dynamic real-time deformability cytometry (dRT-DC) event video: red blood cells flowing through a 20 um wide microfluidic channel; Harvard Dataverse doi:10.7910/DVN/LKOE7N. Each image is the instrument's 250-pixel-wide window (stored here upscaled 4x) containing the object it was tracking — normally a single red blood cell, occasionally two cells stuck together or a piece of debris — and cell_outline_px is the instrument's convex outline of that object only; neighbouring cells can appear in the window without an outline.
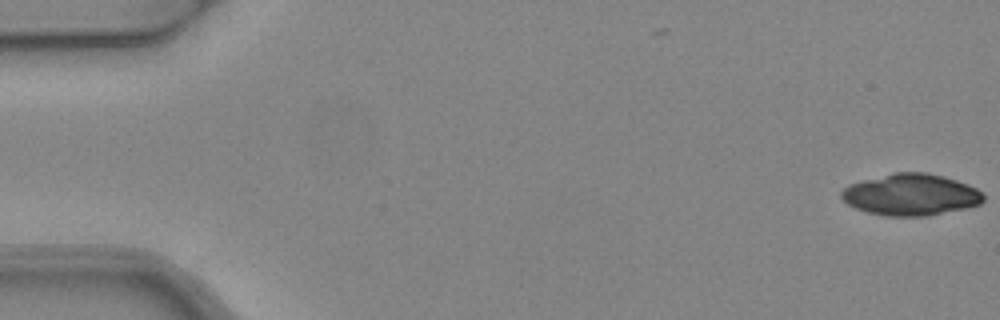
{"species": "common noctule bat (a hibernating species)", "species_latin": "Nyctalus noctula", "temperature_condition": "warm", "stored_images_in_passage": 4, "camera_frame_rate_fps": 3000, "um_per_image_px": 0.085, "animal": {"sex": "female", "body_mass_g": 24.6, "forearm_length_mm": 56.2}, "frame": {"image": 1, "passage_image": 1, "time_ms": 0.0, "image_size_px": [1000, 320], "cell_outline_px": [[984, 200], [980, 204], [964, 208], [928, 216], [884, 216], [868, 212], [856, 208], [848, 204], [840, 196], [840, 192], [848, 184], [896, 172], [924, 172], [944, 176], [968, 184], [976, 188], [984, 196]], "centroid_in_image_um": [77.42, 16.55], "position_along_channel_um": 7.6, "area_um2": 34.28}}